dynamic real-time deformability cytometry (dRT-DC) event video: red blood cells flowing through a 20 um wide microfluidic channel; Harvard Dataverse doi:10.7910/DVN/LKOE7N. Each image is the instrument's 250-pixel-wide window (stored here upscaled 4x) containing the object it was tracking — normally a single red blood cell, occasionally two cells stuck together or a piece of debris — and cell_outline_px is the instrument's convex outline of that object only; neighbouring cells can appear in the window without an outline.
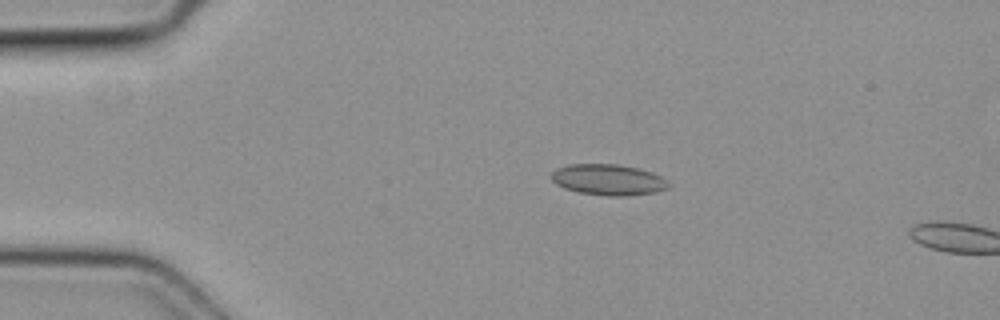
{"species": "common noctule bat (a hibernating species)", "species_latin": "Nyctalus noctula", "temperature_condition": "cold", "stored_images_in_passage": 3, "camera_frame_rate_fps": 3000, "um_per_image_px": 0.085, "animal": {"sex": "female", "body_mass_g": 19.3, "forearm_length_mm": 54.1}, "frame": {"image": 1, "passage_image": 2, "time_ms": 0.333, "image_size_px": [1000, 320], "cell_outline_px": [[672, 184], [668, 188], [656, 192], [624, 196], [608, 196], [580, 192], [564, 188], [556, 184], [552, 180], [552, 172], [556, 168], [568, 164], [616, 164], [636, 168], [652, 172], [668, 180]], "centroid_in_image_um": [51.72, 15.27], "position_along_channel_um": 33.3, "area_um2": 21.15}}